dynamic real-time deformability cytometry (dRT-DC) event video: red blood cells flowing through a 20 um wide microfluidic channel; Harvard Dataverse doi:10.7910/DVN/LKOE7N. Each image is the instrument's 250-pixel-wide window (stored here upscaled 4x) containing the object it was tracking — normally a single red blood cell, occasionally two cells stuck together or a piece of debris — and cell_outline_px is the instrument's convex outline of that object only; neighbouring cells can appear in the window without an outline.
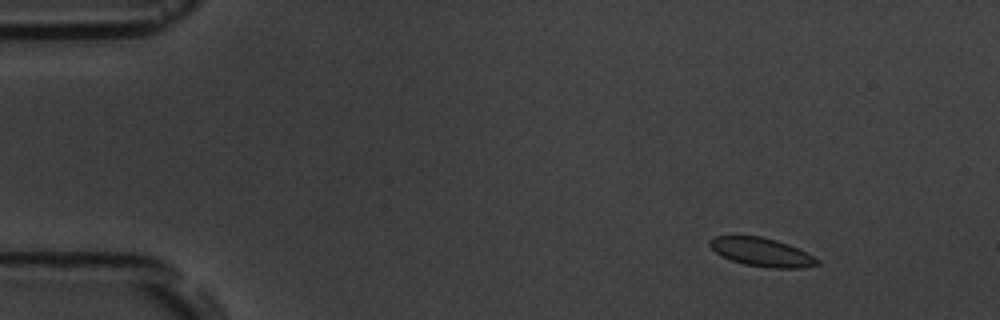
{"species": "common noctule bat (a hibernating species)", "species_latin": "Nyctalus noctula", "temperature_condition": "room temperature", "stored_images_in_passage": 5, "camera_frame_rate_fps": 3000, "um_per_image_px": 0.085, "animal": {"sex": "male", "body_mass_g": 19.5, "forearm_length_mm": 54.6}, "frame": {"image": 1, "passage_image": 2, "time_ms": 2.0, "image_size_px": [1000, 320], "cell_outline_px": [[820, 264], [800, 268], [768, 268], [744, 264], [720, 256], [708, 244], [708, 240], [716, 236], [760, 236], [776, 240], [788, 244], [820, 260]], "centroid_in_image_um": [64.72, 21.43], "position_along_channel_um": 20.3, "area_um2": 17.74}}
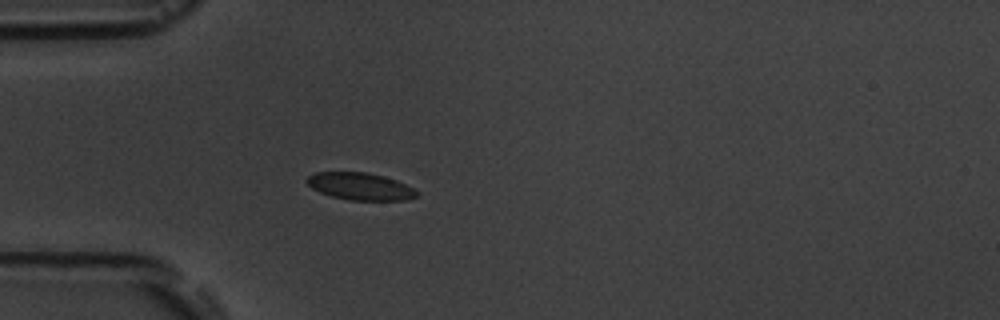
{"frame": {"image": 2, "passage_image": 5, "time_ms": 5.333, "image_size_px": [1000, 320], "cell_outline_px": [[420, 192], [416, 196], [408, 200], [348, 200], [332, 196], [320, 192], [312, 188], [304, 180], [308, 176], [316, 172], [364, 172], [384, 176], [396, 180]], "centroid_in_image_um": [30.61, 15.84], "position_along_channel_um": 54.4, "area_um2": 17.4}}